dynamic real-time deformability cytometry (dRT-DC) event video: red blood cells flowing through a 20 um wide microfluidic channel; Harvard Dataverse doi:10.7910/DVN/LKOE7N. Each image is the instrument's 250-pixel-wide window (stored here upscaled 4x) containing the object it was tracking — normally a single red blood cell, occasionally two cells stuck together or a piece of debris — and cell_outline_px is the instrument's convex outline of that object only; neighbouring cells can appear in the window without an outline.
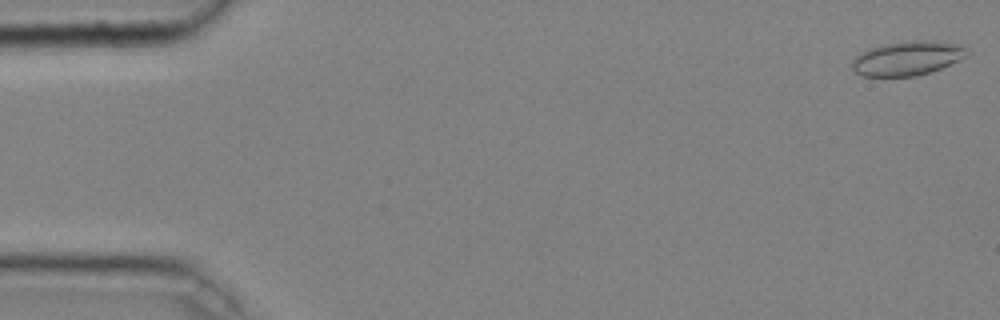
{"species": "common noctule bat (a hibernating species)", "species_latin": "Nyctalus noctula", "temperature_condition": "cold", "stored_images_in_passage": 43, "camera_frame_rate_fps": 3000, "um_per_image_px": 0.085, "animal": {"sex": "male", "body_mass_g": 20.4}, "frame": {"image": 1, "passage_image": 1, "time_ms": 0.0, "image_size_px": [1000, 320], "cell_outline_px": [[968, 56], [932, 72], [916, 76], [860, 76], [852, 68], [852, 60], [860, 52], [868, 48], [884, 44], [904, 40], [944, 40], [960, 44], [968, 48]], "centroid_in_image_um": [77.17, 4.93], "position_along_channel_um": 7.8, "area_um2": 23.52}}
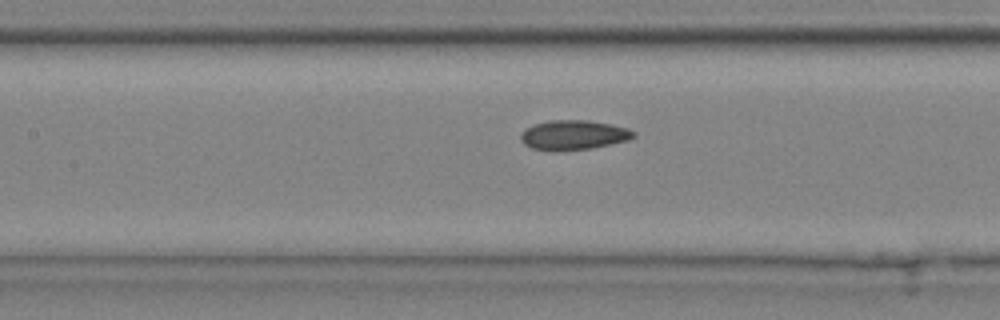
{"frame": {"image": 2, "passage_image": 22, "time_ms": 7.0, "image_size_px": [1000, 320], "cell_outline_px": [[636, 136], [628, 140], [592, 148], [560, 152], [552, 152], [532, 148], [524, 144], [520, 140], [520, 132], [524, 128], [532, 124], [552, 120], [588, 120], [612, 124], [628, 128], [636, 132]], "centroid_in_image_um": [48.71, 11.48], "position_along_channel_um": 158.7, "area_um2": 20.0}}
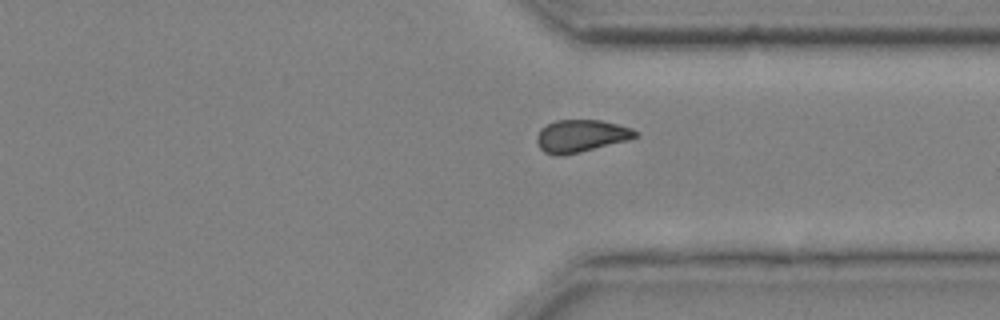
{"frame": {"image": 3, "passage_image": 37, "time_ms": 12.0, "image_size_px": [1000, 320], "cell_outline_px": [[640, 136], [628, 140], [564, 156], [556, 156], [544, 152], [540, 148], [536, 140], [536, 136], [540, 128], [556, 120], [600, 120], [632, 128], [640, 132]], "centroid_in_image_um": [49.39, 11.56], "position_along_channel_um": 362.0, "area_um2": 18.79}, "authors_computed_cell_mechanics": {"area_um2": 19.363, "velocity_mm_per_s": 4.0567, "shape_relaxation_time_tau1_ms": 5.0019, "shape_relaxation_time_tau2_ms": 2.8264, "deformation_change_tau1": 0.0913, "deformation_change_tau2": 0.0682}}